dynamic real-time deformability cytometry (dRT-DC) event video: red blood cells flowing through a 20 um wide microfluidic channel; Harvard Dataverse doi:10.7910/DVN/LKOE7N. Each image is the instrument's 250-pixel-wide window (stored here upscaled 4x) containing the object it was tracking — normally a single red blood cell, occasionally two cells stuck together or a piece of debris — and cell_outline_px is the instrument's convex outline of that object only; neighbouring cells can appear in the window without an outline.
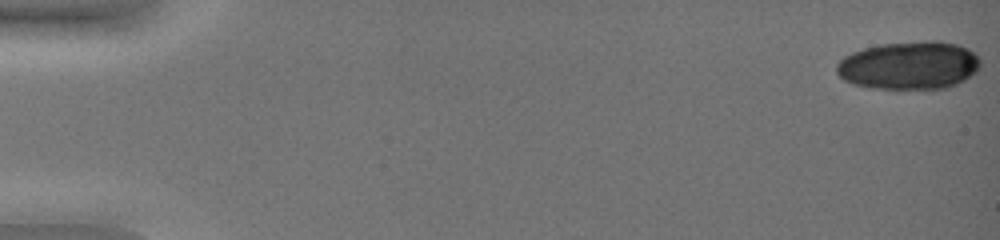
{"species": "common noctule bat (a hibernating species)", "species_latin": "Nyctalus noctula", "temperature_condition": "warm", "stored_images_in_passage": 8, "camera_frame_rate_fps": 3000, "um_per_image_px": 0.085, "animal": {"sex": "female", "body_mass_g": 19.0, "forearm_length_mm": 51.5}, "frame": {"image": 1, "passage_image": 1, "time_ms": 0.0, "image_size_px": [1000, 240], "cell_outline_px": [[980, 68], [976, 72], [964, 80], [948, 88], [872, 88], [852, 84], [844, 80], [836, 72], [836, 64], [844, 56], [852, 52], [864, 48], [880, 44], [924, 40], [940, 40], [956, 44], [968, 48], [980, 60]], "centroid_in_image_um": [77.27, 5.54], "position_along_channel_um": 7.7, "area_um2": 40.46}}